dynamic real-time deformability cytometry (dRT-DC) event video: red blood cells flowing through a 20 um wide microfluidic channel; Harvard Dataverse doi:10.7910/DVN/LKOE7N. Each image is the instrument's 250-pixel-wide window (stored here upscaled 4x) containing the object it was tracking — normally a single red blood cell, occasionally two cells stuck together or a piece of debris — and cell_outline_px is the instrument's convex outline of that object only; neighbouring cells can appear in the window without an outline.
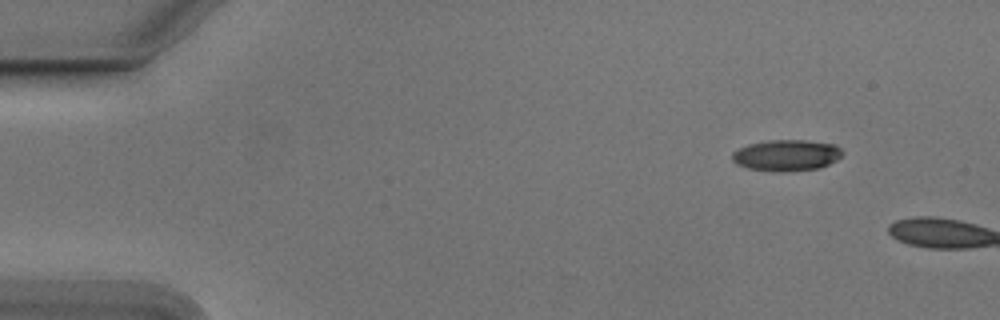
{"species": "Egyptian fruit bat (a non-hibernating species)", "species_latin": "Rousettus aegyptiacus", "temperature_condition": "cold", "stored_images_in_passage": 5, "camera_frame_rate_fps": 3000, "um_per_image_px": 0.085, "animal": {"sex": "male"}, "frame": {"image": 1, "passage_image": 1, "time_ms": 0.0, "image_size_px": [1000, 320], "cell_outline_px": [[844, 152], [836, 160], [820, 168], [780, 172], [748, 168], [736, 164], [732, 160], [732, 152], [748, 144], [768, 140], [804, 140], [832, 144], [840, 148]], "centroid_in_image_um": [66.83, 13.2], "position_along_channel_um": 18.2, "area_um2": 19.94}}